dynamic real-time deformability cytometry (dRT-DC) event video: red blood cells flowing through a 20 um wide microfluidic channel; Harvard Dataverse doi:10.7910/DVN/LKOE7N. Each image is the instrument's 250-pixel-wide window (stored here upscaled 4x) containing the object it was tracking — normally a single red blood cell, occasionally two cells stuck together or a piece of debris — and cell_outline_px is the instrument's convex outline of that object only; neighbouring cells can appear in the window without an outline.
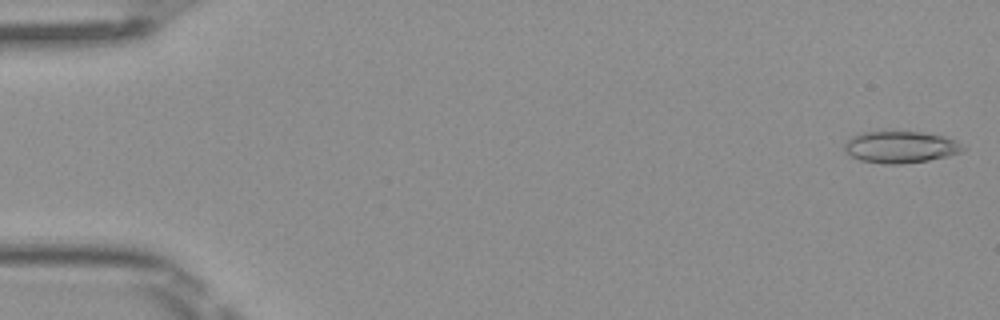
{"species": "Egyptian fruit bat (a non-hibernating species)", "species_latin": "Rousettus aegyptiacus", "temperature_condition": "room temperature", "stored_images_in_passage": 50, "camera_frame_rate_fps": 3000, "um_per_image_px": 0.085, "frame": {"image": 1, "passage_image": 1, "time_ms": 0.0, "image_size_px": [1000, 320], "cell_outline_px": [[968, 148], [960, 152], [948, 156], [928, 160], [900, 164], [884, 164], [860, 160], [852, 156], [844, 148], [844, 144], [852, 136], [860, 132], [892, 128], [920, 132], [940, 136], [956, 140]], "centroid_in_image_um": [76.53, 12.45], "position_along_channel_um": 8.5, "area_um2": 22.6}}
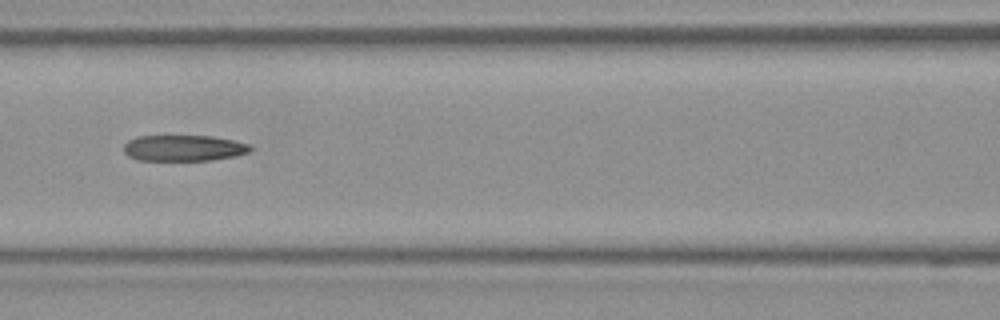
{"frame": {"image": 2, "passage_image": 22, "time_ms": 7.0, "image_size_px": [1000, 320], "cell_outline_px": [[252, 148], [248, 152], [236, 156], [212, 160], [136, 160], [128, 156], [124, 152], [124, 144], [128, 140], [136, 136], [212, 136], [236, 140], [248, 144]], "centroid_in_image_um": [15.6, 12.58], "position_along_channel_um": 151.0, "area_um2": 19.31}}
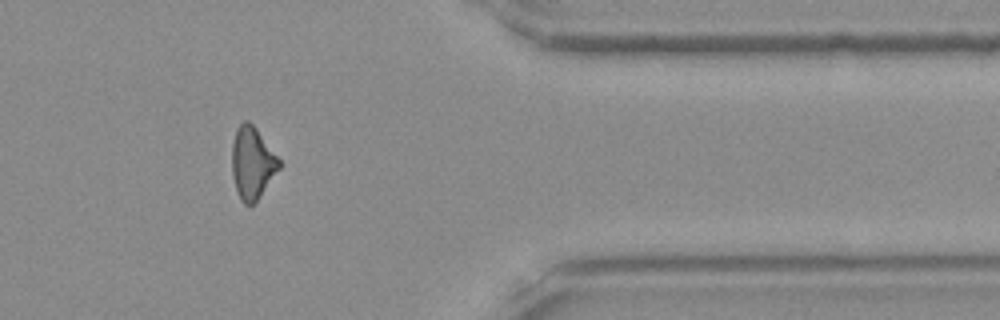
{"frame": {"image": 3, "passage_image": 41, "time_ms": 13.333, "image_size_px": [1000, 320], "cell_outline_px": [[280, 168], [256, 200], [252, 204], [244, 204], [240, 200], [236, 192], [232, 176], [232, 144], [236, 128], [244, 120], [248, 120], [256, 128], [280, 160]], "centroid_in_image_um": [21.41, 13.84], "position_along_channel_um": 390.0, "area_um2": 19.65}, "authors_computed_cell_mechanics": {"area_um2": 20.2589, "velocity_mm_per_s": 4.0804, "shape_relaxation_time_tau1_ms": null, "shape_relaxation_time_tau2_ms": 2.3876, "deformation_change_tau1": null, "deformation_change_tau2": 0.1301}}